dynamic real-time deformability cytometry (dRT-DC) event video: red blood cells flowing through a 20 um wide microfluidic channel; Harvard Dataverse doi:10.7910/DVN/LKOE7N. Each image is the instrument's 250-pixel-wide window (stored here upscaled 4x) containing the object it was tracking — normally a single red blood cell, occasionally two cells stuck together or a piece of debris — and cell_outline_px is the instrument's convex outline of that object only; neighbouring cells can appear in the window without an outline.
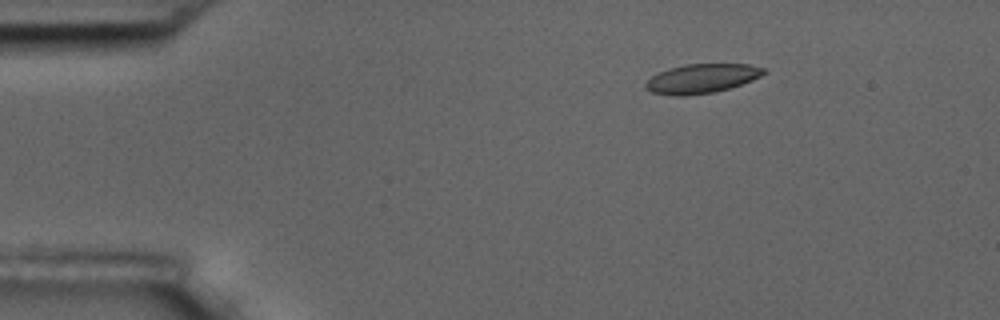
{"species": "common noctule bat (a hibernating species)", "species_latin": "Nyctalus noctula", "temperature_condition": "room temperature", "stored_images_in_passage": 13, "camera_frame_rate_fps": 3000, "um_per_image_px": 0.085, "animal": {"sex": "male", "body_mass_g": 17.5, "forearm_length_mm": 52.3}, "frame": {"image": 1, "passage_image": 3, "time_ms": 2.333, "image_size_px": [1000, 320], "cell_outline_px": [[768, 72], [752, 80], [728, 88], [712, 92], [684, 96], [672, 96], [652, 92], [644, 88], [644, 84], [652, 76], [668, 68], [684, 64], [748, 64], [764, 68]], "centroid_in_image_um": [59.62, 6.67], "position_along_channel_um": 25.4, "area_um2": 20.06}}
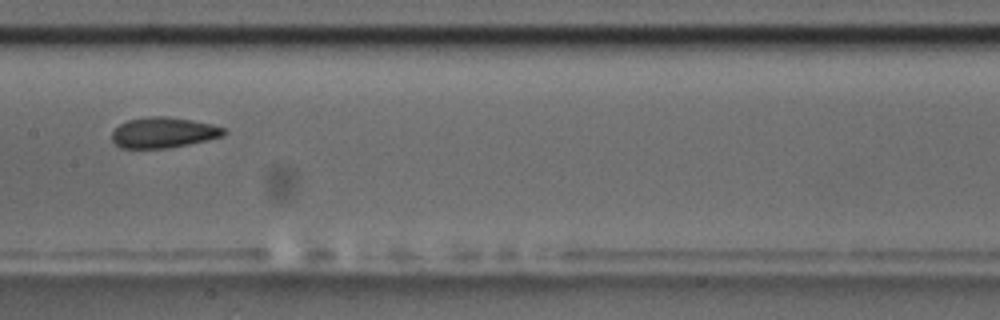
{"frame": {"image": 2, "passage_image": 8, "time_ms": 9.0, "image_size_px": [1000, 320], "cell_outline_px": [[228, 132], [224, 136], [208, 140], [168, 148], [120, 148], [112, 140], [112, 132], [120, 124], [128, 120], [148, 116], [168, 116], [192, 120], [212, 124], [228, 128]], "centroid_in_image_um": [13.94, 11.26], "position_along_channel_um": 193.5, "area_um2": 20.17}}
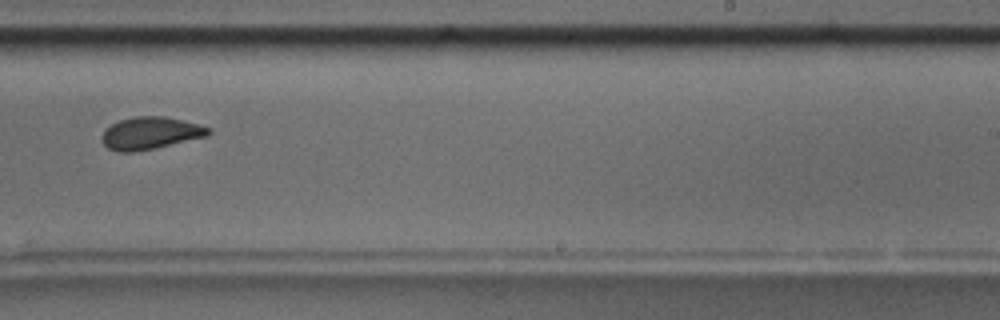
{"frame": {"image": 3, "passage_image": 10, "time_ms": 11.333, "image_size_px": [1000, 320], "cell_outline_px": [[212, 132], [208, 136], [156, 148], [132, 152], [120, 152], [108, 148], [104, 144], [100, 136], [104, 128], [120, 120], [136, 116], [164, 116], [212, 128]], "centroid_in_image_um": [12.77, 11.32], "position_along_channel_um": 276.2, "area_um2": 20.11}, "authors_computed_cell_mechanics": {"area_um2": 20.1144, "velocity_mm_per_s": 3.5487, "shape_relaxation_time_tau1_ms": 4.3247, "shape_relaxation_time_tau2_ms": 1.7518, "deformation_change_tau1": 0.1007, "deformation_change_tau2": 0.0382}}